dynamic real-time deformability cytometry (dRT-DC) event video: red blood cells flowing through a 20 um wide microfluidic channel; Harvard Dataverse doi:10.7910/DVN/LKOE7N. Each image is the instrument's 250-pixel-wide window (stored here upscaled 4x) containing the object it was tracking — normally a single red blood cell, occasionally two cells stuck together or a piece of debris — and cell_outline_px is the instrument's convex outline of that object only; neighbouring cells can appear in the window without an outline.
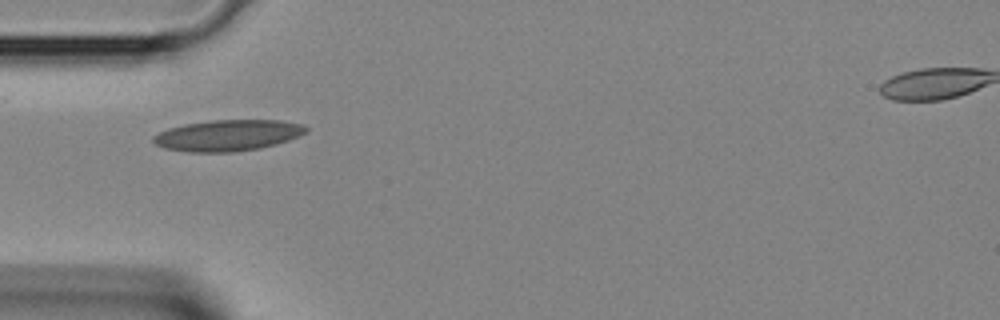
{"species": "Egyptian fruit bat (a non-hibernating species)", "species_latin": "Rousettus aegyptiacus", "temperature_condition": "room temperature", "stored_images_in_passage": 26, "camera_frame_rate_fps": 3000, "um_per_image_px": 0.085, "animal": {"sex": "female"}, "frame": {"image": 1, "passage_image": 1, "time_ms": 0.0, "image_size_px": [1000, 320], "cell_outline_px": [[308, 132], [300, 136], [276, 144], [260, 148], [236, 152], [188, 152], [164, 148], [156, 144], [152, 140], [152, 136], [168, 128], [184, 124], [212, 120], [280, 120], [304, 124], [308, 128]], "centroid_in_image_um": [19.39, 11.5], "position_along_channel_um": 65.6, "area_um2": 27.92}}
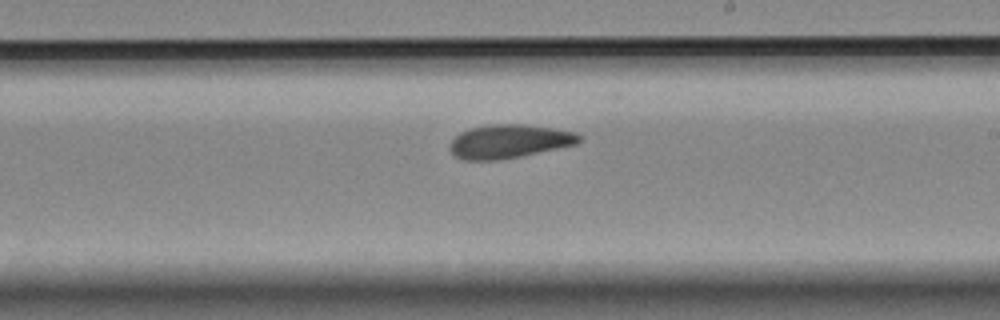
{"frame": {"image": 2, "passage_image": 12, "time_ms": 3.667, "image_size_px": [1000, 320], "cell_outline_px": [[580, 140], [576, 144], [520, 156], [500, 160], [464, 160], [456, 156], [448, 148], [452, 140], [460, 132], [468, 128], [488, 124], [524, 124], [552, 128], [576, 132], [580, 136]], "centroid_in_image_um": [43.24, 12.01], "position_along_channel_um": 245.8, "area_um2": 25.26}}
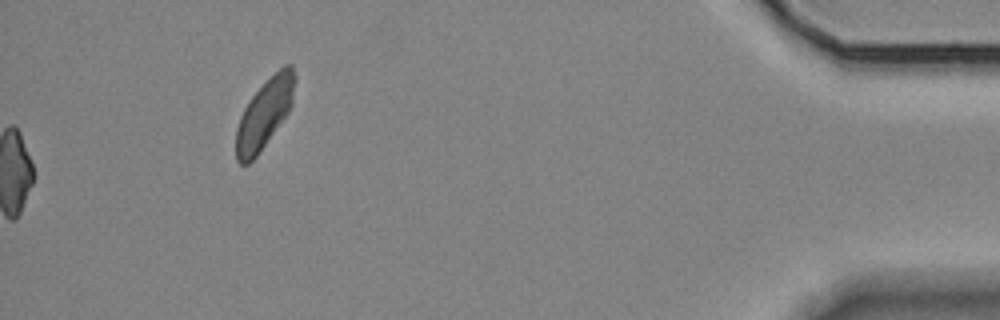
{"frame": {"image": 3, "passage_image": 26, "time_ms": 8.333, "image_size_px": [1000, 320], "cell_outline_px": [[296, 80], [292, 104], [288, 112], [256, 156], [248, 164], [240, 164], [236, 160], [236, 128], [240, 116], [244, 108], [252, 96], [284, 64], [292, 64], [296, 76]], "centroid_in_image_um": [22.49, 9.65], "position_along_channel_um": 412.7, "area_um2": 23.29}}